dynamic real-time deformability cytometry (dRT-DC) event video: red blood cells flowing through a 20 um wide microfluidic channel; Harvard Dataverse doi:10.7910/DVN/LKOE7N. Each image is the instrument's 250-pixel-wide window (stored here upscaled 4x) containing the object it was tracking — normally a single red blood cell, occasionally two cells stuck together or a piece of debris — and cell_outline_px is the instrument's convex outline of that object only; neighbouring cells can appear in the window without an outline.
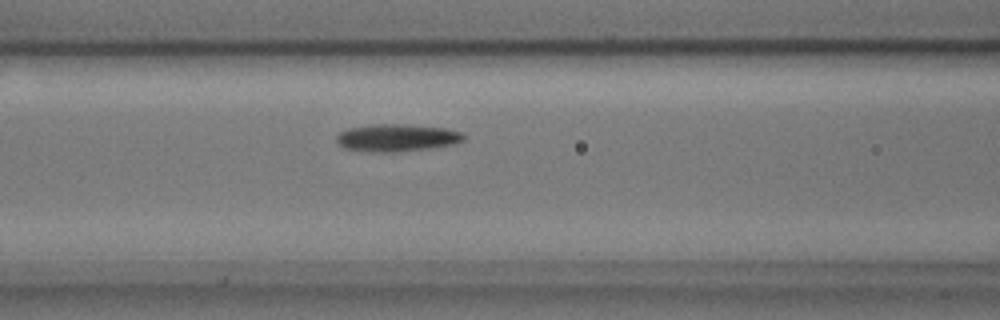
{"species": "common noctule bat (a hibernating species)", "species_latin": "Nyctalus noctula", "temperature_condition": "cold", "stored_images_in_passage": 7, "segment_of_instrument_passage": [2, 2], "camera_frame_rate_fps": 3000, "um_per_image_px": 0.085, "animal": {"sex": "male", "body_mass_g": 17.9, "forearm_length_mm": 54.2}, "frame": {"image": 1, "passage_image": 7, "time_ms": 2.0, "image_size_px": [1000, 320], "cell_outline_px": [[468, 136], [464, 140], [456, 144], [428, 148], [396, 152], [368, 152], [344, 148], [336, 140], [336, 136], [340, 132], [348, 128], [372, 124], [400, 124], [448, 128], [464, 132]], "centroid_in_image_um": [33.78, 11.7], "position_along_channel_um": 132.8, "area_um2": 20.58}}